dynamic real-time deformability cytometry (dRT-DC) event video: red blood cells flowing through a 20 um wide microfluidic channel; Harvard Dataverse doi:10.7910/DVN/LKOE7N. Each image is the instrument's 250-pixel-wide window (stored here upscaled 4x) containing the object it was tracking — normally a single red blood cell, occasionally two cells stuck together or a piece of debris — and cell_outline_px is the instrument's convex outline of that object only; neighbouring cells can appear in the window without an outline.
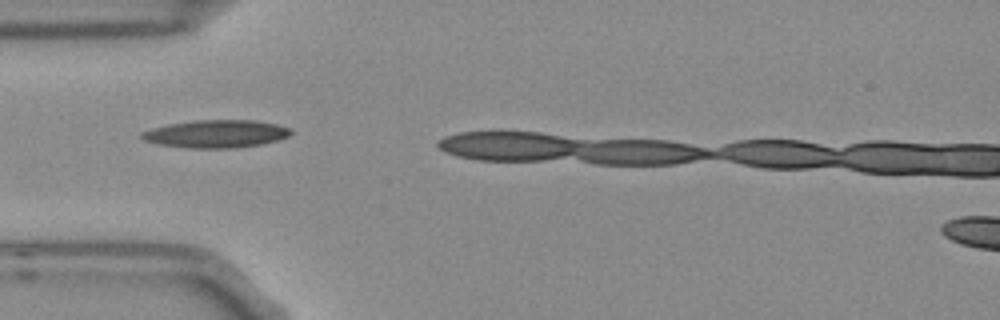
{"species": "Egyptian fruit bat (a non-hibernating species)", "species_latin": "Rousettus aegyptiacus", "temperature_condition": "room temperature", "stored_images_in_passage": 5, "camera_frame_rate_fps": 3000, "um_per_image_px": 0.085, "frame": {"image": 1, "passage_image": 4, "time_ms": 1.0, "image_size_px": [1000, 320], "cell_outline_px": [[292, 132], [288, 136], [276, 140], [260, 144], [236, 148], [188, 148], [160, 144], [144, 140], [140, 136], [140, 132], [152, 128], [168, 124], [192, 120], [256, 120], [276, 124], [288, 128]], "centroid_in_image_um": [18.33, 11.37], "position_along_channel_um": 66.7, "area_um2": 24.04}}